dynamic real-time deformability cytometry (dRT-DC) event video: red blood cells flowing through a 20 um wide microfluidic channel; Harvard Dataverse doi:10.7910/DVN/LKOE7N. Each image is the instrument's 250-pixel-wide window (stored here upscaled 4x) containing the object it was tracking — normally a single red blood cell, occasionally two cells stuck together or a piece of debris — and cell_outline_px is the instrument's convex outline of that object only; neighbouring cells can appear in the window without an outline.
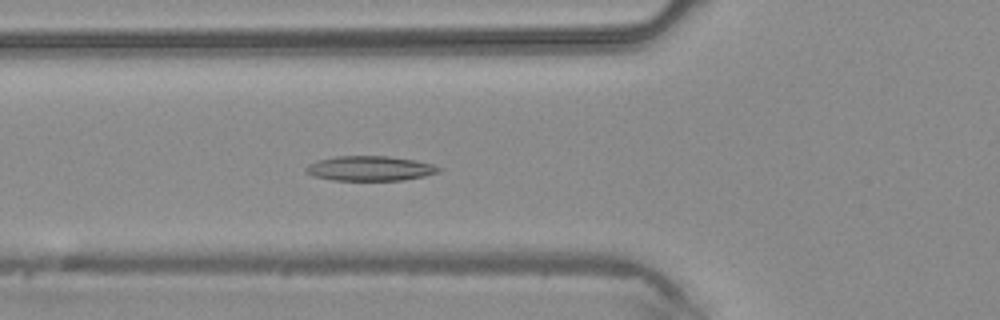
{"species": "common noctule bat (a hibernating species)", "species_latin": "Nyctalus noctula", "temperature_condition": "warm", "stored_images_in_passage": 45, "camera_frame_rate_fps": 3000, "um_per_image_px": 0.085, "animal": {"sex": "male", "body_mass_g": 20.4}, "frame": {"image": 1, "passage_image": 16, "time_ms": 5.0, "image_size_px": [1000, 320], "cell_outline_px": [[444, 168], [440, 172], [424, 176], [404, 180], [332, 180], [312, 176], [304, 172], [304, 168], [308, 164], [320, 160], [336, 156], [388, 156], [412, 160], [432, 164]], "centroid_in_image_um": [31.44, 14.32], "position_along_channel_um": 94.4, "area_um2": 19.25}}
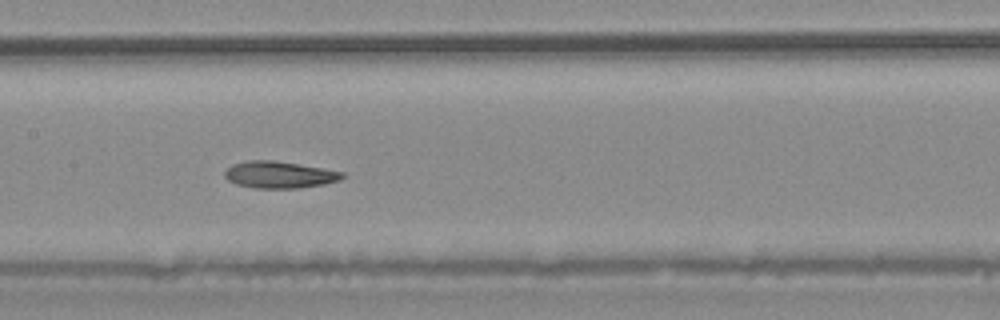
{"frame": {"image": 2, "passage_image": 22, "time_ms": 7.0, "image_size_px": [1000, 320], "cell_outline_px": [[344, 176], [340, 180], [324, 184], [300, 188], [256, 188], [236, 184], [228, 180], [224, 176], [224, 172], [232, 164], [248, 160], [272, 160], [344, 172]], "centroid_in_image_um": [23.72, 14.86], "position_along_channel_um": 183.7, "area_um2": 18.21}}
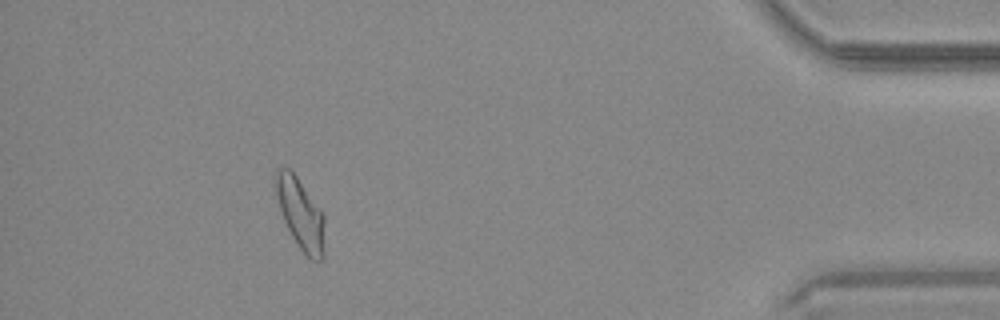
{"frame": {"image": 3, "passage_image": 41, "time_ms": 13.333, "image_size_px": [1000, 320], "cell_outline_px": [[324, 256], [320, 260], [312, 260], [300, 248], [292, 236], [284, 220], [276, 196], [272, 180], [276, 168], [288, 168], [296, 176], [324, 216]], "centroid_in_image_um": [25.5, 18.14], "position_along_channel_um": 409.7, "area_um2": 19.94}}